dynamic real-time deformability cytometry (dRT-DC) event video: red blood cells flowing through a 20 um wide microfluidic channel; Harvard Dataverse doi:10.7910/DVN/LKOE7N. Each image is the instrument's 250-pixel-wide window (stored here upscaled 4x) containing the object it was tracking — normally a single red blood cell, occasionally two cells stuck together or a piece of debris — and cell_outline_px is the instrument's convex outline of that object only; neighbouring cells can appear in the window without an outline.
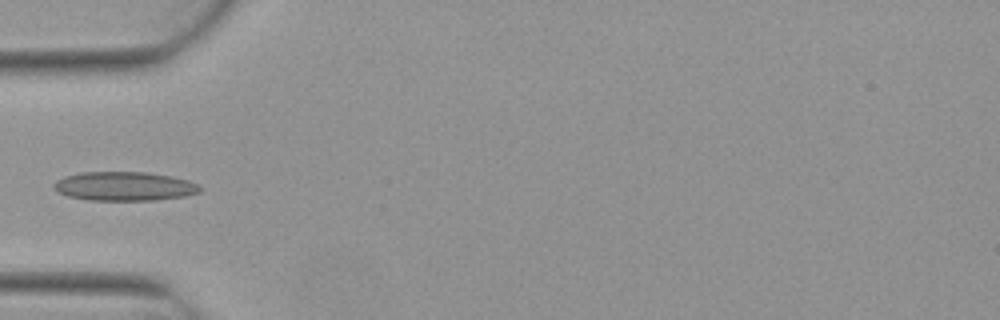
{"species": "Egyptian fruit bat (a non-hibernating species)", "species_latin": "Rousettus aegyptiacus", "temperature_condition": "warm", "stored_images_in_passage": 4, "camera_frame_rate_fps": 3000, "um_per_image_px": 0.085, "animal": {"sex": "female"}, "frame": {"image": 1, "passage_image": 3, "time_ms": 0.667, "image_size_px": [1000, 320], "cell_outline_px": [[200, 192], [184, 196], [156, 200], [88, 200], [68, 196], [56, 192], [52, 188], [52, 184], [56, 180], [64, 176], [80, 172], [148, 172], [172, 176], [188, 180], [196, 184], [200, 188]], "centroid_in_image_um": [10.51, 15.83], "position_along_channel_um": 74.5, "area_um2": 24.85}}
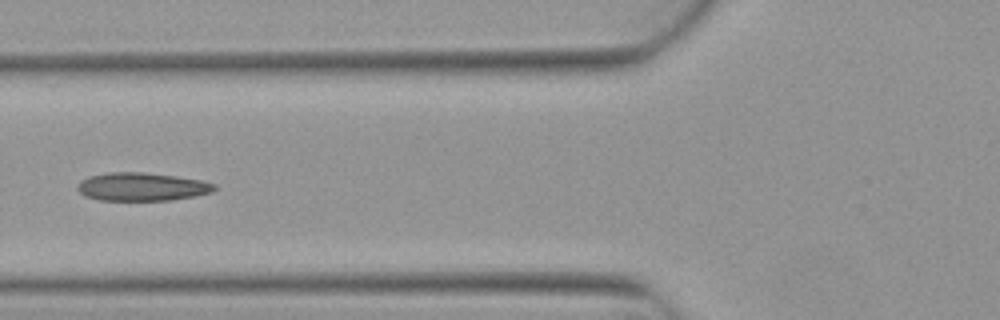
{"frame": {"image": 2, "passage_image": 4, "time_ms": 1.0, "image_size_px": [1000, 320], "cell_outline_px": [[216, 188], [212, 192], [196, 196], [172, 200], [100, 200], [84, 196], [76, 188], [80, 180], [88, 176], [108, 172], [144, 172], [176, 176], [200, 180], [216, 184]], "centroid_in_image_um": [12.04, 15.87], "position_along_channel_um": 113.8, "area_um2": 22.66}}